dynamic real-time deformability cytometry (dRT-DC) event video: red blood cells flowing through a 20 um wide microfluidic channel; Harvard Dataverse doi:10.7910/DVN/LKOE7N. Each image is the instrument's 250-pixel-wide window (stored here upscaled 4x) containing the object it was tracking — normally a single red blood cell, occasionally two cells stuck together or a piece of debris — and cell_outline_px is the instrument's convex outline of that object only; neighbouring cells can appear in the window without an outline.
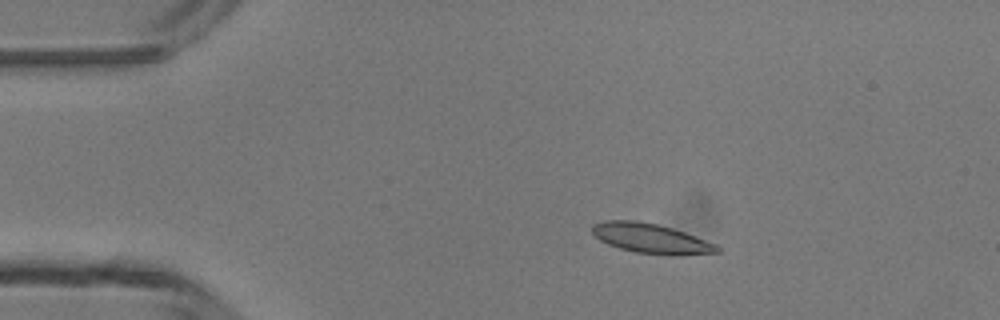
{"species": "common noctule bat (a hibernating species)", "species_latin": "Nyctalus noctula", "temperature_condition": "room temperature", "stored_images_in_passage": 6, "camera_frame_rate_fps": 3000, "um_per_image_px": 0.085, "animal": {"sex": "male", "body_mass_g": 13.3}, "frame": {"image": 1, "passage_image": 2, "time_ms": 2.333, "image_size_px": [1000, 320], "cell_outline_px": [[720, 252], [680, 256], [668, 256], [636, 252], [620, 248], [608, 244], [600, 240], [592, 232], [592, 224], [604, 220], [636, 220], [656, 224], [672, 228], [684, 232], [716, 244], [720, 248]], "centroid_in_image_um": [55.34, 20.28], "position_along_channel_um": 29.7, "area_um2": 21.79}}
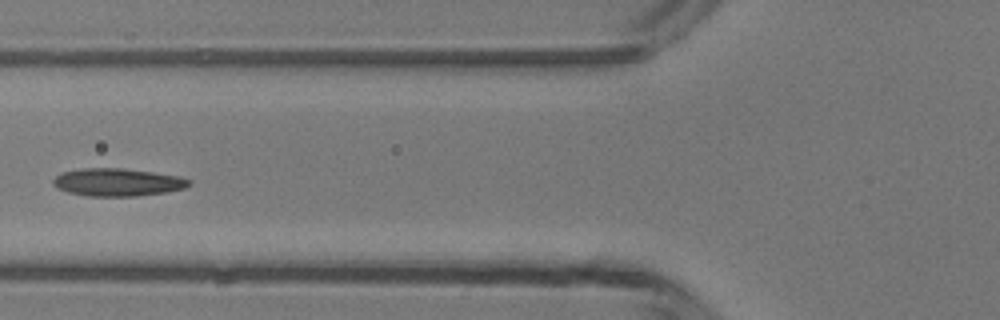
{"frame": {"image": 2, "passage_image": 5, "time_ms": 5.667, "image_size_px": [1000, 320], "cell_outline_px": [[192, 184], [184, 188], [168, 192], [136, 196], [88, 196], [68, 192], [56, 188], [52, 184], [52, 180], [60, 172], [84, 168], [124, 168], [180, 176], [192, 180]], "centroid_in_image_um": [10.0, 15.49], "position_along_channel_um": 115.8, "area_um2": 22.2}}
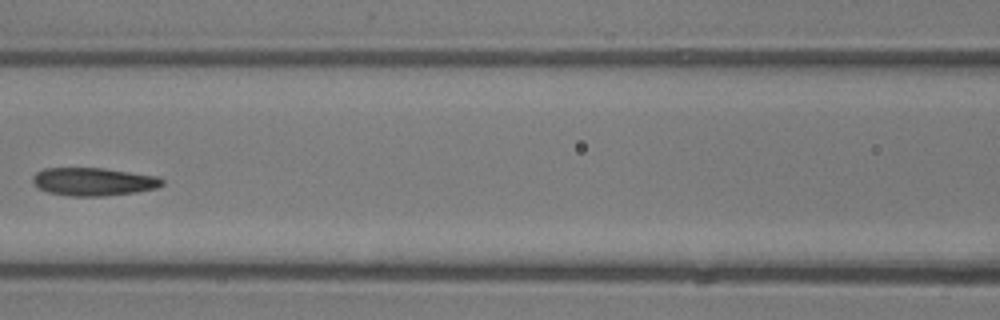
{"frame": {"image": 3, "passage_image": 6, "time_ms": 6.667, "image_size_px": [1000, 320], "cell_outline_px": [[164, 184], [156, 188], [136, 192], [104, 196], [72, 196], [48, 192], [40, 188], [32, 180], [32, 176], [36, 172], [44, 168], [104, 168], [160, 176], [164, 180]], "centroid_in_image_um": [7.99, 15.43], "position_along_channel_um": 158.6, "area_um2": 21.21}}